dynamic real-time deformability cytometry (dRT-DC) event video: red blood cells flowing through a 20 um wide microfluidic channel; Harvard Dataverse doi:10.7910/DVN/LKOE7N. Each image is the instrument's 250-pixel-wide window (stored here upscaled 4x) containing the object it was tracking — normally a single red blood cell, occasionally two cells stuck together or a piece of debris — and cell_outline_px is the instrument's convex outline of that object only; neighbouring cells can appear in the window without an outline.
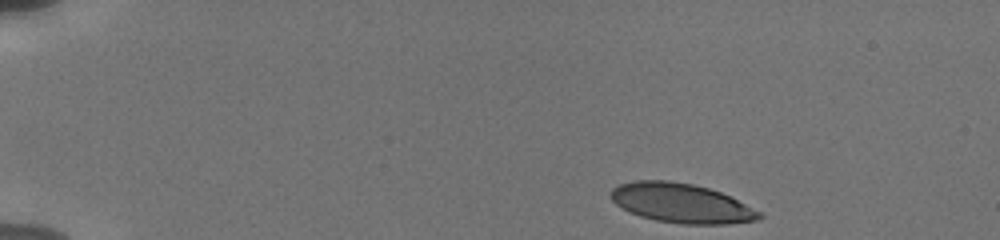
{"species": "human", "species_latin": "Homo sapiens", "temperature_condition": "cold", "stored_images_in_passage": 34, "camera_frame_rate_fps": 3000, "um_per_image_px": 0.085, "donor": {"sex": "male"}, "frame": {"image": 1, "passage_image": 1, "time_ms": 0.0, "image_size_px": [1000, 240], "cell_outline_px": [[764, 216], [756, 220], [728, 224], [680, 224], [656, 220], [640, 216], [628, 212], [616, 204], [612, 200], [612, 188], [620, 184], [632, 180], [668, 180], [692, 184], [708, 188], [720, 192], [760, 212]], "centroid_in_image_um": [57.87, 17.27], "position_along_channel_um": 27.1, "area_um2": 33.87}}
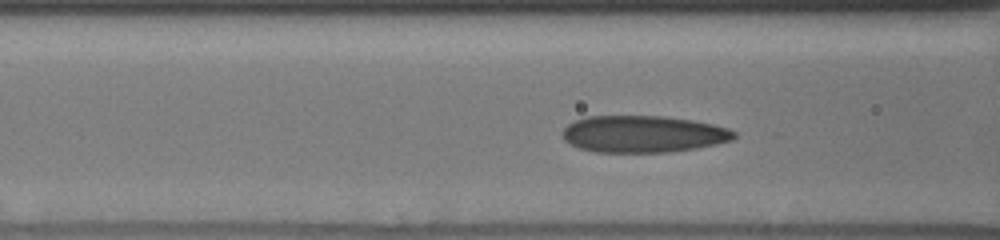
{"frame": {"image": 2, "passage_image": 12, "time_ms": 5.0, "image_size_px": [1000, 240], "cell_outline_px": [[736, 136], [732, 140], [716, 144], [696, 148], [668, 152], [596, 152], [580, 148], [564, 140], [564, 128], [572, 120], [588, 116], [664, 116], [692, 120], [712, 124], [728, 128], [736, 132]], "centroid_in_image_um": [54.68, 11.39], "position_along_channel_um": 111.9, "area_um2": 36.82}}
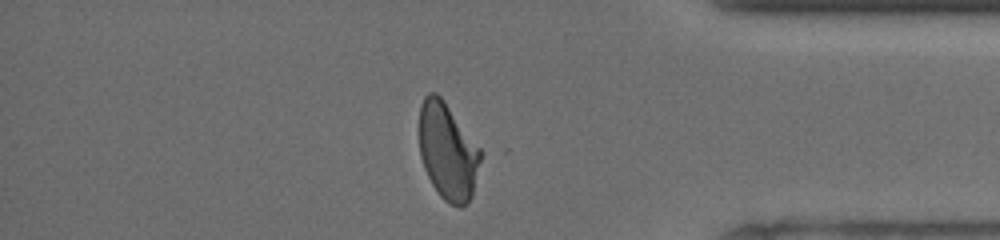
{"frame": {"image": 3, "passage_image": 31, "time_ms": 13.0, "image_size_px": [1000, 240], "cell_outline_px": [[480, 160], [472, 196], [460, 208], [448, 204], [440, 196], [432, 184], [424, 168], [420, 156], [420, 104], [424, 96], [428, 92], [436, 92], [440, 96], [480, 148]], "centroid_in_image_um": [38.03, 12.88], "position_along_channel_um": 397.2, "area_um2": 34.16}, "authors_computed_cell_mechanics": {"area_um2": 36.1828, "velocity_mm_per_s": 3.7854, "shape_relaxation_time_tau1_ms": 5.0257, "shape_relaxation_time_tau2_ms": 1.094, "deformation_change_tau1": 0.174, "deformation_change_tau2": 0.0734}}